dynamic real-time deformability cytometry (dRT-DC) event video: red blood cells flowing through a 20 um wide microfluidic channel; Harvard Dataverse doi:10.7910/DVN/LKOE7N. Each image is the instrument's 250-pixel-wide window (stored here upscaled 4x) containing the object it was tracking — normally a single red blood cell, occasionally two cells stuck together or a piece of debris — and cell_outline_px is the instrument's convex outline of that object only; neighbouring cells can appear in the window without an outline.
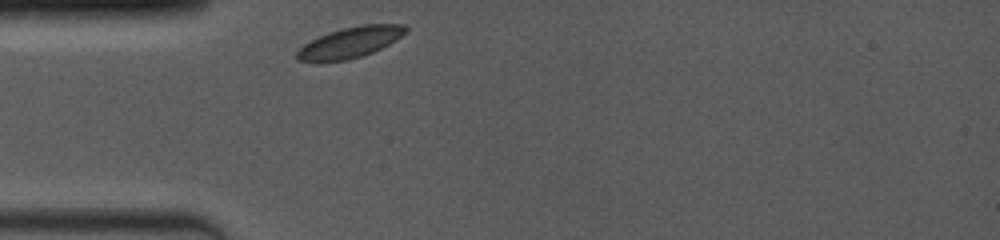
{"species": "common noctule bat (a hibernating species)", "species_latin": "Nyctalus noctula", "temperature_condition": "room temperature", "stored_images_in_passage": 23, "camera_frame_rate_fps": 4000, "um_per_image_px": 0.085, "animal": {"sex": "female", "body_mass_g": 19.0, "forearm_length_mm": 53.3}, "frame": {"image": 1, "passage_image": 1, "time_ms": 0.0, "image_size_px": [1000, 240], "cell_outline_px": [[408, 32], [396, 40], [372, 52], [348, 60], [296, 60], [296, 52], [304, 44], [328, 32], [360, 24], [404, 24], [408, 28]], "centroid_in_image_um": [29.82, 3.57], "position_along_channel_um": 55.2, "area_um2": 19.13}}
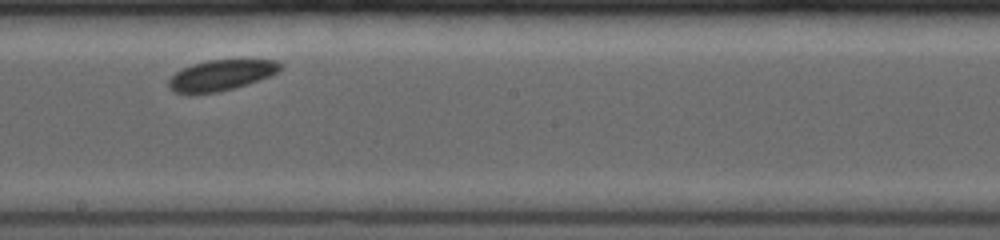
{"frame": {"image": 2, "passage_image": 10, "time_ms": 4.75, "image_size_px": [1000, 240], "cell_outline_px": [[284, 68], [280, 72], [272, 76], [232, 88], [216, 92], [172, 92], [168, 84], [168, 80], [176, 72], [192, 64], [208, 60], [276, 60], [284, 64]], "centroid_in_image_um": [18.88, 6.36], "position_along_channel_um": 229.3, "area_um2": 19.71}}
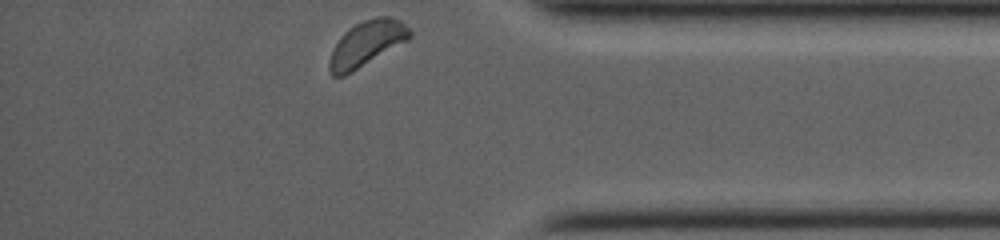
{"frame": {"image": 3, "passage_image": 23, "time_ms": 9.5, "image_size_px": [1000, 240], "cell_outline_px": [[412, 36], [408, 40], [344, 76], [332, 76], [328, 68], [328, 60], [332, 48], [340, 36], [344, 32], [356, 24], [364, 20], [376, 16], [388, 16], [400, 20], [412, 32]], "centroid_in_image_um": [31.13, 3.7], "position_along_channel_um": 404.1, "area_um2": 21.15}}